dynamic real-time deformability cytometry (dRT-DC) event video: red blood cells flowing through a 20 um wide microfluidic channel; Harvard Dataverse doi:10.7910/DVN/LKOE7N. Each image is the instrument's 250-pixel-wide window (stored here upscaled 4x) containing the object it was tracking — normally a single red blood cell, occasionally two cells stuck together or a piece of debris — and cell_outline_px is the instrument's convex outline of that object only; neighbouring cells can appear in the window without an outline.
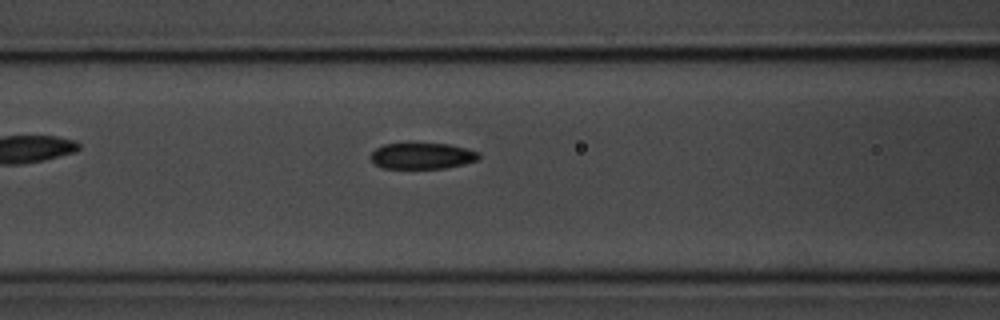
{"species": "common noctule bat (a hibernating species)", "species_latin": "Nyctalus noctula", "temperature_condition": "room temperature", "stored_images_in_passage": 37, "camera_frame_rate_fps": 3000, "um_per_image_px": 0.085, "animal": {"sex": "male", "body_mass_g": 20.1, "forearm_length_mm": 53.5}, "frame": {"image": 1, "passage_image": 6, "time_ms": 1.667, "image_size_px": [1000, 320], "cell_outline_px": [[480, 156], [476, 160], [464, 164], [444, 168], [380, 168], [368, 156], [376, 148], [384, 144], [404, 140], [408, 140], [448, 144], [480, 152]], "centroid_in_image_um": [35.81, 13.19], "position_along_channel_um": 130.8, "area_um2": 17.28}}